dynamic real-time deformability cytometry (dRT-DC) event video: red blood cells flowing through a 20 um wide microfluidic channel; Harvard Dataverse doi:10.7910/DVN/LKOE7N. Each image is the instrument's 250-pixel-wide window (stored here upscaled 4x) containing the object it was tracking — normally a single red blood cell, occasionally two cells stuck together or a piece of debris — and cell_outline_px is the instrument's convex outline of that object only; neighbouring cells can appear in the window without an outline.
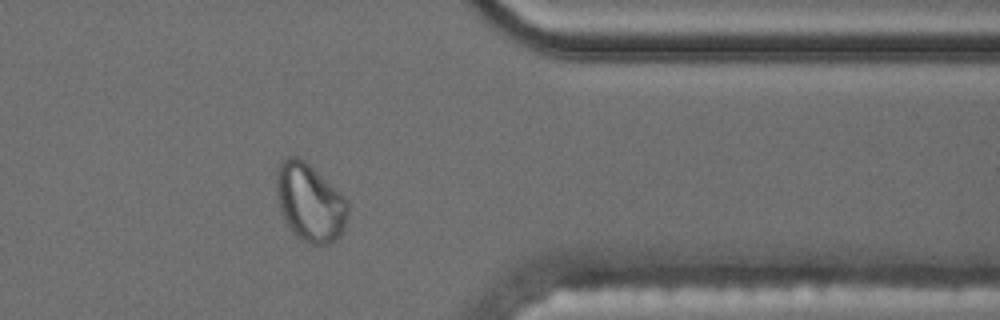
{"species": "common noctule bat (a hibernating species)", "species_latin": "Nyctalus noctula", "temperature_condition": "cold", "stored_images_in_passage": 44, "camera_frame_rate_fps": 3000, "um_per_image_px": 0.085, "animal": {"sex": "male", "body_mass_g": 17.5, "forearm_length_mm": 52.3}, "frame": {"image": 1, "passage_image": 32, "time_ms": 10.333, "image_size_px": [1000, 320], "cell_outline_px": [[348, 216], [344, 228], [340, 236], [336, 240], [328, 244], [312, 244], [300, 240], [296, 236], [288, 224], [280, 208], [276, 192], [276, 168], [280, 160], [284, 156], [296, 156], [304, 160], [336, 188], [348, 200]], "centroid_in_image_um": [26.34, 17.18], "position_along_channel_um": 385.1, "area_um2": 32.6}, "authors_computed_cell_mechanics": {"area_um2": 21.386, "velocity_mm_per_s": 3.4942, "shape_relaxation_time_tau1_ms": null, "shape_relaxation_time_tau2_ms": 1.085, "deformation_change_tau1": null, "deformation_change_tau2": 0.064}}